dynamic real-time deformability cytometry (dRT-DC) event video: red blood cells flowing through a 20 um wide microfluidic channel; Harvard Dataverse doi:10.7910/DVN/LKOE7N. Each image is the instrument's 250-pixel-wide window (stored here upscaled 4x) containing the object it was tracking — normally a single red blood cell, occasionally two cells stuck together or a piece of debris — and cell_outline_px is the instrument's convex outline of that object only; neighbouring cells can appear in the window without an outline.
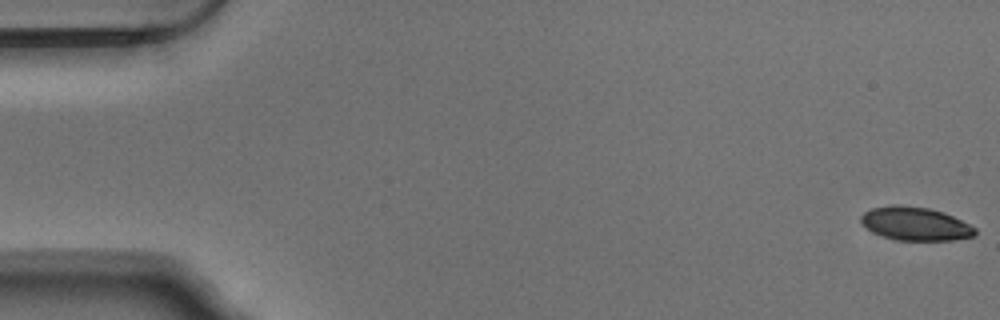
{"species": "Egyptian fruit bat (a non-hibernating species)", "species_latin": "Rousettus aegyptiacus", "temperature_condition": "warm", "stored_images_in_passage": 54, "camera_frame_rate_fps": 3000, "um_per_image_px": 0.085, "animal": {"sex": "male"}, "frame": {"image": 1, "passage_image": 1, "time_ms": 0.0, "image_size_px": [1000, 320], "cell_outline_px": [[976, 232], [972, 236], [952, 240], [896, 240], [872, 232], [860, 220], [860, 216], [864, 212], [872, 208], [892, 204], [900, 204], [928, 208], [944, 212], [976, 228]], "centroid_in_image_um": [77.77, 19.0], "position_along_channel_um": 7.2, "area_um2": 22.08}}
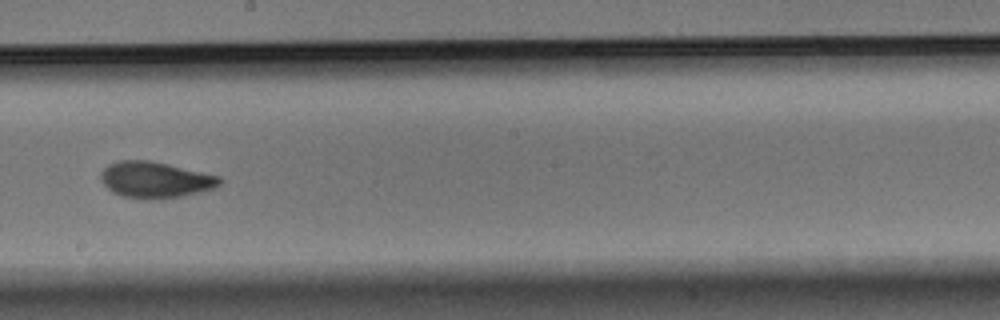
{"frame": {"image": 2, "passage_image": 31, "time_ms": 10.0, "image_size_px": [1000, 320], "cell_outline_px": [[224, 180], [216, 188], [200, 192], [160, 200], [140, 200], [120, 196], [112, 192], [100, 180], [100, 172], [108, 164], [116, 160], [148, 160], [168, 164], [220, 176]], "centroid_in_image_um": [13.18, 15.3], "position_along_channel_um": 235.0, "area_um2": 25.61}}
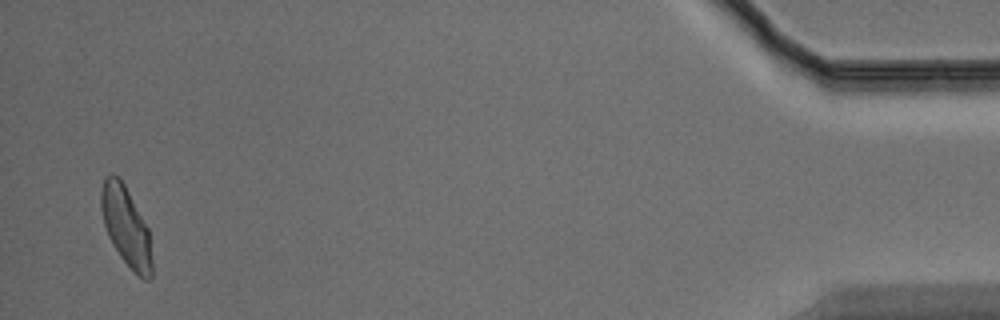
{"frame": {"image": 3, "passage_image": 53, "time_ms": 17.333, "image_size_px": [1000, 320], "cell_outline_px": [[152, 276], [148, 280], [144, 280], [120, 256], [112, 244], [108, 236], [104, 224], [100, 208], [100, 192], [104, 176], [112, 172], [120, 176], [148, 228], [152, 260]], "centroid_in_image_um": [10.68, 19.18], "position_along_channel_um": 424.5, "area_um2": 23.52}, "authors_computed_cell_mechanics": {"area_um2": 23.9581, "velocity_mm_per_s": 3.7272, "shape_relaxation_time_tau1_ms": 5.0181, "shape_relaxation_time_tau2_ms": 1.6739, "deformation_change_tau1": 0.1486, "deformation_change_tau2": 0.0744}}